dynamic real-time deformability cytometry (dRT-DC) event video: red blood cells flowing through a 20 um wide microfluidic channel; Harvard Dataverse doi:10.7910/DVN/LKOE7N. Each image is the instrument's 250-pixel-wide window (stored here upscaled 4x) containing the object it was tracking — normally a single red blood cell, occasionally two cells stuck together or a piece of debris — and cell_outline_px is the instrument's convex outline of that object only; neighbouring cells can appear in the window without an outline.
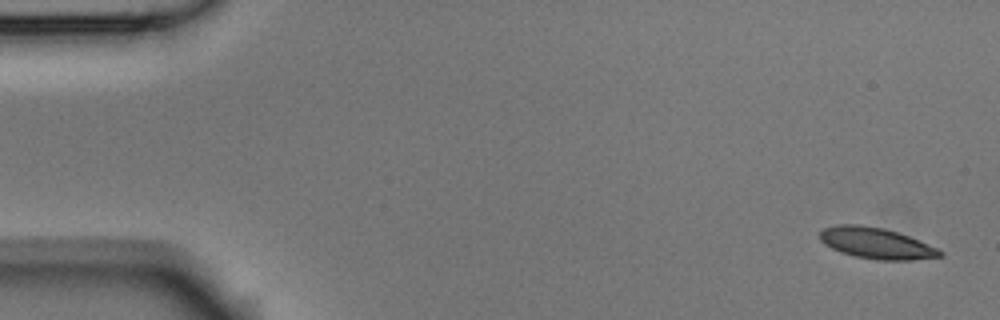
{"species": "Egyptian fruit bat (a non-hibernating species)", "species_latin": "Rousettus aegyptiacus", "temperature_condition": "room temperature", "stored_images_in_passage": 6, "segment_of_instrument_passage": [1, 2], "camera_frame_rate_fps": 3000, "um_per_image_px": 0.085, "animal": {"sex": "male"}, "frame": {"image": 1, "passage_image": 1, "time_ms": 0.0, "image_size_px": [1000, 320], "cell_outline_px": [[944, 256], [912, 260], [876, 260], [856, 256], [840, 252], [824, 244], [820, 240], [820, 232], [824, 228], [836, 224], [860, 224], [884, 228], [908, 236], [936, 248], [944, 252]], "centroid_in_image_um": [74.46, 20.67], "position_along_channel_um": 10.5, "area_um2": 21.68}}